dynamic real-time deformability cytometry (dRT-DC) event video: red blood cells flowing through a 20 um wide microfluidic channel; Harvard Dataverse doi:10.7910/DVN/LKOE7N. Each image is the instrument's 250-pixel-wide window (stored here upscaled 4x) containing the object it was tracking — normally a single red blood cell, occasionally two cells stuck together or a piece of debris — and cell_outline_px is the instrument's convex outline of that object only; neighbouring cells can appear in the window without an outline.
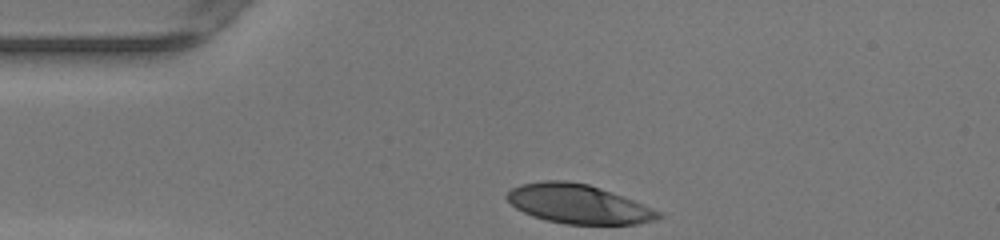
{"species": "human", "species_latin": "Homo sapiens", "temperature_condition": "warm", "stored_images_in_passage": 28, "camera_frame_rate_fps": 3000, "um_per_image_px": 0.085, "donor": {"sex": "female"}, "frame": {"image": 1, "passage_image": 1, "time_ms": 0.0, "image_size_px": [1000, 240], "cell_outline_px": [[664, 216], [656, 220], [636, 224], [564, 224], [544, 220], [532, 216], [516, 208], [504, 196], [512, 188], [520, 184], [544, 180], [564, 180], [588, 184], [600, 188], [632, 200], [652, 208], [660, 212]], "centroid_in_image_um": [49.13, 17.34], "position_along_channel_um": 35.9, "area_um2": 34.45}}
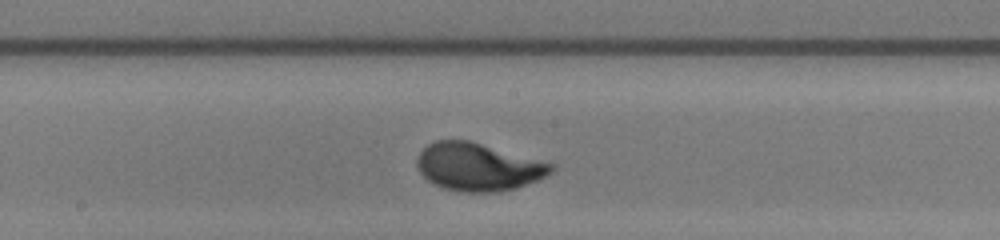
{"frame": {"image": 2, "passage_image": 16, "time_ms": 5.0, "image_size_px": [1000, 240], "cell_outline_px": [[556, 168], [552, 172], [536, 180], [516, 188], [496, 192], [460, 192], [444, 188], [432, 184], [416, 168], [416, 160], [420, 152], [428, 144], [436, 140], [468, 140], [556, 164]], "centroid_in_image_um": [40.63, 14.19], "position_along_channel_um": 207.6, "area_um2": 37.4}}
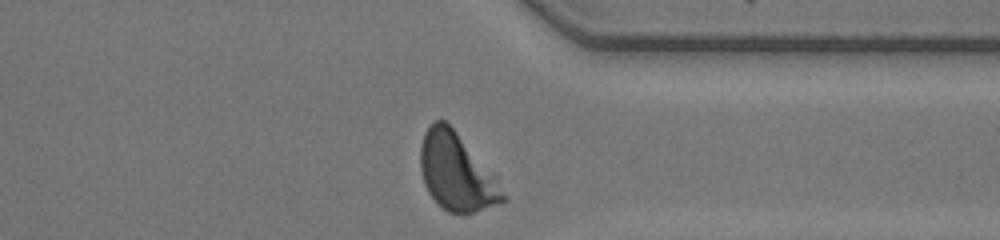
{"frame": {"image": 3, "passage_image": 28, "time_ms": 9.0, "image_size_px": [1000, 240], "cell_outline_px": [[508, 200], [500, 204], [464, 216], [448, 212], [428, 192], [424, 184], [420, 168], [420, 144], [424, 132], [436, 120], [444, 120], [496, 172]], "centroid_in_image_um": [38.87, 14.67], "position_along_channel_um": 372.5, "area_um2": 37.92}, "authors_computed_cell_mechanics": {"area_um2": 36.6163, "velocity_mm_per_s": 4.2044, "shape_relaxation_time_tau1_ms": 3.0003, "shape_relaxation_time_tau2_ms": null, "deformation_change_tau1": 0.205, "deformation_change_tau2": null}}